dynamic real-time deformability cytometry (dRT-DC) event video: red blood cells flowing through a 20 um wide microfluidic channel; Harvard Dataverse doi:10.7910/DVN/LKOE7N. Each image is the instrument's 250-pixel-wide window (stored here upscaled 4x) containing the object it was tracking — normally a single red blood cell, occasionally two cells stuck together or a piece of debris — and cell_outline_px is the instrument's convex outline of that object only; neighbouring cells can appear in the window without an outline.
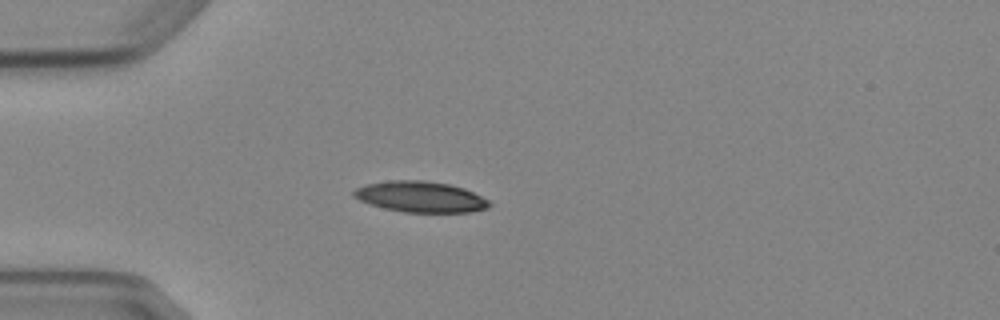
{"species": "Egyptian fruit bat (a non-hibernating species)", "species_latin": "Rousettus aegyptiacus", "temperature_condition": "cold", "stored_images_in_passage": 6, "camera_frame_rate_fps": 3000, "um_per_image_px": 0.085, "animal": {"sex": "female"}, "frame": {"image": 1, "passage_image": 5, "time_ms": 4.667, "image_size_px": [1000, 320], "cell_outline_px": [[492, 204], [488, 208], [468, 212], [404, 212], [384, 208], [368, 204], [352, 196], [352, 192], [356, 188], [368, 184], [392, 180], [424, 180], [448, 184], [464, 188], [488, 200]], "centroid_in_image_um": [35.72, 16.73], "position_along_channel_um": 49.3, "area_um2": 24.28}}